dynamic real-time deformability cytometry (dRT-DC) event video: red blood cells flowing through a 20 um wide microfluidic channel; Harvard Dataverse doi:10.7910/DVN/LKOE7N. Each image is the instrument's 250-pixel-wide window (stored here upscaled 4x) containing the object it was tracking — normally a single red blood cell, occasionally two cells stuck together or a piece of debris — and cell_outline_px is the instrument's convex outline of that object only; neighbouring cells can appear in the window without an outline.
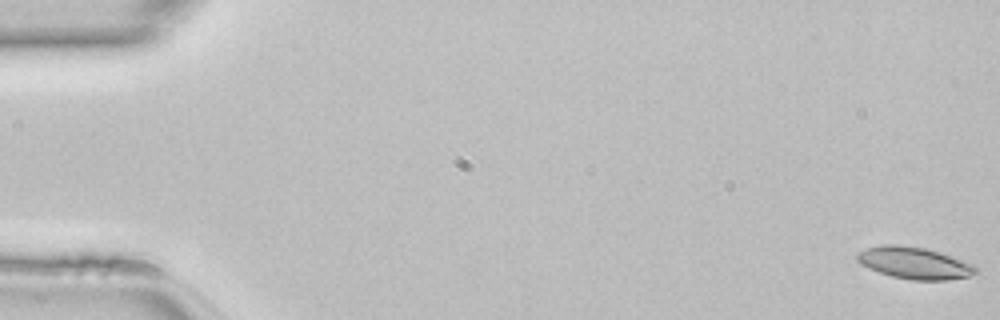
{"species": "common noctule bat (a hibernating species)", "species_latin": "Nyctalus noctula", "temperature_condition": "room temperature", "stored_images_in_passage": 48, "camera_frame_rate_fps": 3000, "um_per_image_px": 0.085, "animal": {"sex": "female", "body_mass_g": 22.7, "forearm_length_mm": 54.2}, "frame": {"image": 1, "passage_image": 1, "time_ms": 0.0, "image_size_px": [1000, 320], "cell_outline_px": [[980, 272], [968, 276], [948, 280], [912, 280], [892, 276], [868, 268], [860, 264], [856, 260], [856, 252], [868, 248], [884, 244], [900, 244], [924, 248], [940, 252], [976, 264]], "centroid_in_image_um": [77.75, 22.35], "position_along_channel_um": 7.2, "area_um2": 22.31}}
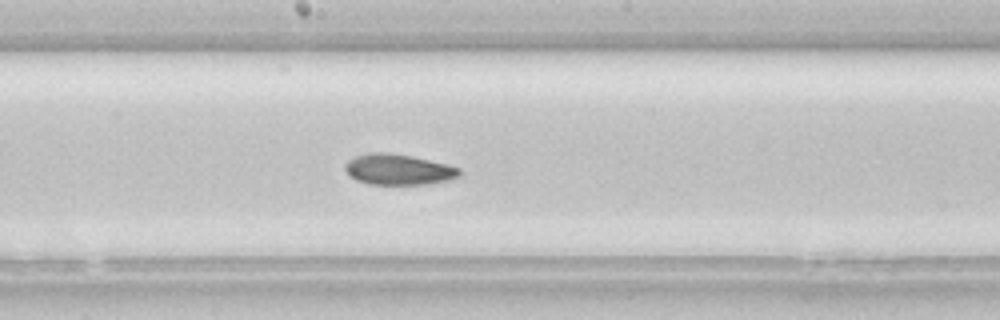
{"frame": {"image": 2, "passage_image": 26, "time_ms": 8.333, "image_size_px": [1000, 320], "cell_outline_px": [[460, 176], [448, 180], [428, 184], [368, 184], [356, 180], [348, 176], [344, 168], [344, 164], [348, 160], [356, 156], [368, 152], [384, 152], [412, 156], [448, 164], [460, 168]], "centroid_in_image_um": [33.83, 14.4], "position_along_channel_um": 214.4, "area_um2": 20.63}}
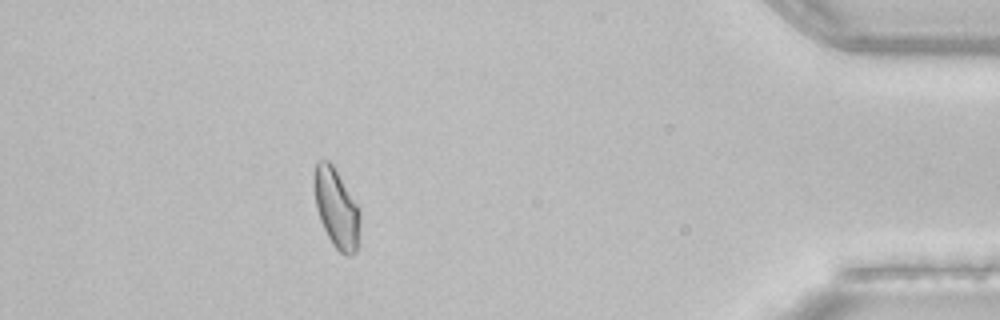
{"frame": {"image": 3, "passage_image": 43, "time_ms": 14.0, "image_size_px": [1000, 320], "cell_outline_px": [[360, 216], [356, 252], [352, 256], [344, 256], [332, 244], [320, 220], [316, 208], [312, 184], [312, 176], [316, 160], [328, 160], [332, 164], [360, 208]], "centroid_in_image_um": [28.56, 17.67], "position_along_channel_um": 406.6, "area_um2": 21.5}}